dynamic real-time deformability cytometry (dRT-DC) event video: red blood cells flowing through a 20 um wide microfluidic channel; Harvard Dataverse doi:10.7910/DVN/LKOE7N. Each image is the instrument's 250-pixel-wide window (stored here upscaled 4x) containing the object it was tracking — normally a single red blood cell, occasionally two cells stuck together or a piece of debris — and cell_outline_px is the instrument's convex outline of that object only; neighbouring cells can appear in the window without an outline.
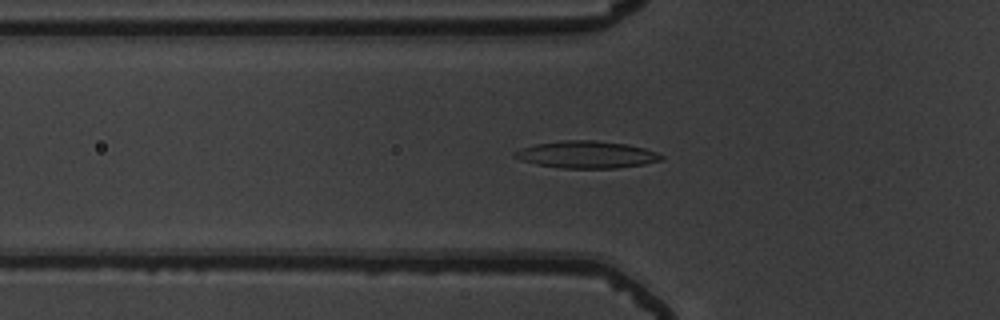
{"species": "common noctule bat (a hibernating species)", "species_latin": "Nyctalus noctula", "temperature_condition": "warm", "stored_images_in_passage": 53, "camera_frame_rate_fps": 3000, "um_per_image_px": 0.085, "animal": {"sex": "male", "body_mass_g": 19.5, "forearm_length_mm": 54.6}, "frame": {"image": 1, "passage_image": 18, "time_ms": 5.667, "image_size_px": [1000, 320], "cell_outline_px": [[664, 160], [644, 164], [616, 168], [560, 168], [536, 164], [520, 160], [512, 156], [512, 152], [520, 148], [536, 144], [560, 140], [596, 140], [628, 144], [644, 148], [656, 152], [664, 156]], "centroid_in_image_um": [49.84, 13.13], "position_along_channel_um": 76.0, "area_um2": 23.41}}
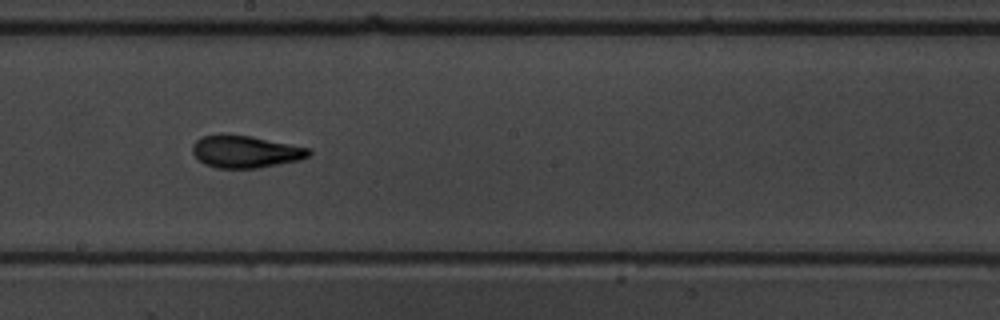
{"frame": {"image": 2, "passage_image": 30, "time_ms": 9.667, "image_size_px": [1000, 320], "cell_outline_px": [[312, 152], [308, 156], [300, 160], [256, 168], [216, 168], [204, 164], [192, 152], [192, 144], [200, 136], [224, 132], [228, 132], [252, 136], [312, 148]], "centroid_in_image_um": [20.84, 12.85], "position_along_channel_um": 227.4, "area_um2": 22.43}}
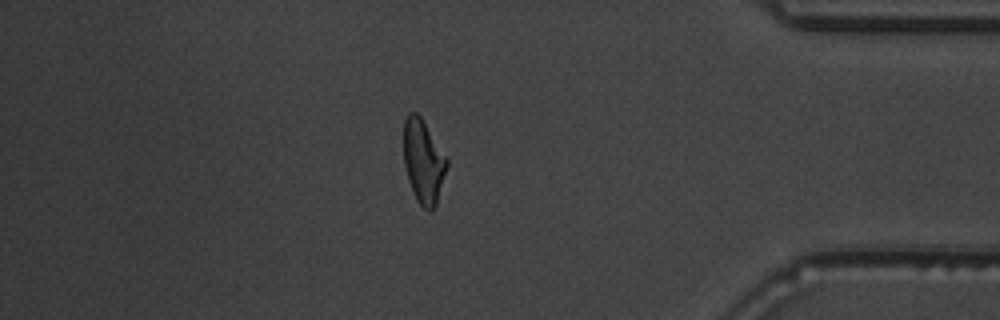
{"frame": {"image": 3, "passage_image": 46, "time_ms": 15.0, "image_size_px": [1000, 320], "cell_outline_px": [[448, 164], [436, 204], [428, 212], [416, 200], [412, 192], [404, 168], [404, 120], [408, 112], [416, 112], [420, 116], [448, 160]], "centroid_in_image_um": [35.96, 13.73], "position_along_channel_um": 399.2, "area_um2": 20.87}, "authors_computed_cell_mechanics": {"area_um2": 21.2126, "velocity_mm_per_s": 3.7854, "shape_relaxation_time_tau1_ms": 6.9128, "shape_relaxation_time_tau2_ms": 2.2387, "deformation_change_tau1": 0.2261, "deformation_change_tau2": 0.1069}}